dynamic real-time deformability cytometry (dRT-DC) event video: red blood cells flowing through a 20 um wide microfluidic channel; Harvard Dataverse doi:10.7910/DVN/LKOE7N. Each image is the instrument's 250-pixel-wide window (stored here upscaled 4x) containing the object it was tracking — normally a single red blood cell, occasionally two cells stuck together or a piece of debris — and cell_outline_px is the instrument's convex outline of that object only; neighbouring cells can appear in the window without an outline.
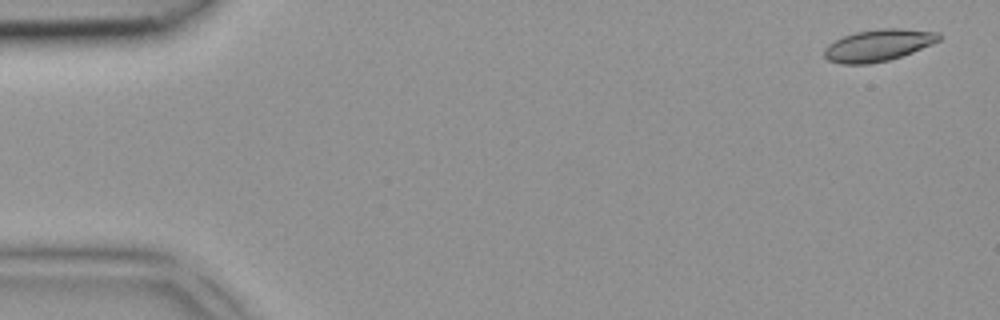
{"species": "common noctule bat (a hibernating species)", "species_latin": "Nyctalus noctula", "temperature_condition": "room temperature", "stored_images_in_passage": 3, "camera_frame_rate_fps": 3000, "um_per_image_px": 0.085, "animal": {"sex": "female", "body_mass_g": 18.4}, "frame": {"image": 1, "passage_image": 1, "time_ms": 0.0, "image_size_px": [1000, 320], "cell_outline_px": [[940, 40], [932, 44], [912, 52], [888, 60], [868, 64], [840, 64], [828, 60], [824, 56], [824, 48], [828, 44], [844, 36], [856, 32], [880, 28], [900, 28], [940, 32]], "centroid_in_image_um": [74.65, 3.84], "position_along_channel_um": 10.4, "area_um2": 21.21}}
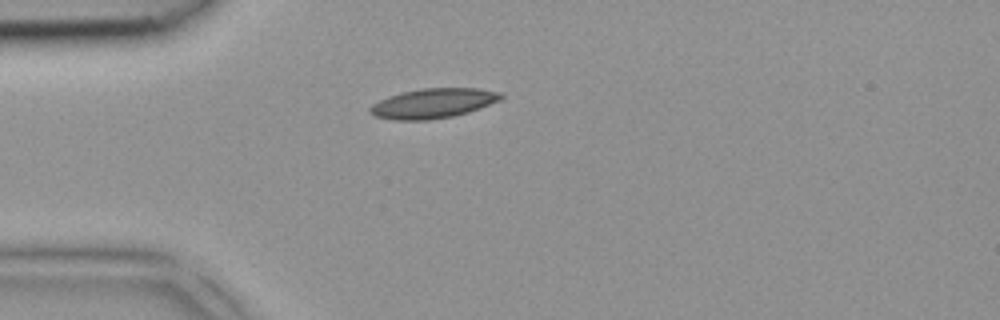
{"frame": {"image": 2, "passage_image": 3, "time_ms": 0.667, "image_size_px": [1000, 320], "cell_outline_px": [[504, 96], [500, 100], [480, 108], [468, 112], [452, 116], [428, 120], [396, 120], [376, 116], [368, 112], [368, 108], [372, 104], [388, 96], [400, 92], [420, 88], [476, 88], [500, 92]], "centroid_in_image_um": [36.79, 8.77], "position_along_channel_um": 48.2, "area_um2": 22.72}}